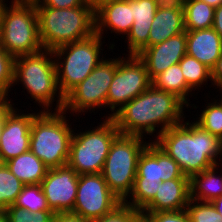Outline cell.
Segmentation results:
<instances>
[{
  "label": "cell",
  "mask_w": 222,
  "mask_h": 222,
  "mask_svg": "<svg viewBox=\"0 0 222 222\" xmlns=\"http://www.w3.org/2000/svg\"><path fill=\"white\" fill-rule=\"evenodd\" d=\"M93 3H105L110 1H124V0H91Z\"/></svg>",
  "instance_id": "obj_45"
},
{
  "label": "cell",
  "mask_w": 222,
  "mask_h": 222,
  "mask_svg": "<svg viewBox=\"0 0 222 222\" xmlns=\"http://www.w3.org/2000/svg\"><path fill=\"white\" fill-rule=\"evenodd\" d=\"M2 130H3V102H0V140H1Z\"/></svg>",
  "instance_id": "obj_43"
},
{
  "label": "cell",
  "mask_w": 222,
  "mask_h": 222,
  "mask_svg": "<svg viewBox=\"0 0 222 222\" xmlns=\"http://www.w3.org/2000/svg\"><path fill=\"white\" fill-rule=\"evenodd\" d=\"M119 134L111 144L102 176L108 188L123 202L131 193L137 175L138 159L150 141Z\"/></svg>",
  "instance_id": "obj_9"
},
{
  "label": "cell",
  "mask_w": 222,
  "mask_h": 222,
  "mask_svg": "<svg viewBox=\"0 0 222 222\" xmlns=\"http://www.w3.org/2000/svg\"><path fill=\"white\" fill-rule=\"evenodd\" d=\"M190 200L189 178L166 180L159 184L155 197L141 212L181 211Z\"/></svg>",
  "instance_id": "obj_18"
},
{
  "label": "cell",
  "mask_w": 222,
  "mask_h": 222,
  "mask_svg": "<svg viewBox=\"0 0 222 222\" xmlns=\"http://www.w3.org/2000/svg\"><path fill=\"white\" fill-rule=\"evenodd\" d=\"M52 222H90L71 213H56Z\"/></svg>",
  "instance_id": "obj_38"
},
{
  "label": "cell",
  "mask_w": 222,
  "mask_h": 222,
  "mask_svg": "<svg viewBox=\"0 0 222 222\" xmlns=\"http://www.w3.org/2000/svg\"><path fill=\"white\" fill-rule=\"evenodd\" d=\"M35 7L74 8L95 7L91 0H33Z\"/></svg>",
  "instance_id": "obj_34"
},
{
  "label": "cell",
  "mask_w": 222,
  "mask_h": 222,
  "mask_svg": "<svg viewBox=\"0 0 222 222\" xmlns=\"http://www.w3.org/2000/svg\"><path fill=\"white\" fill-rule=\"evenodd\" d=\"M140 212L133 207L121 203L108 215H105L99 219L92 220L90 222H132L133 218Z\"/></svg>",
  "instance_id": "obj_33"
},
{
  "label": "cell",
  "mask_w": 222,
  "mask_h": 222,
  "mask_svg": "<svg viewBox=\"0 0 222 222\" xmlns=\"http://www.w3.org/2000/svg\"><path fill=\"white\" fill-rule=\"evenodd\" d=\"M93 4L95 6V33L104 39L102 35L108 30L117 35L127 36L134 22L132 0Z\"/></svg>",
  "instance_id": "obj_17"
},
{
  "label": "cell",
  "mask_w": 222,
  "mask_h": 222,
  "mask_svg": "<svg viewBox=\"0 0 222 222\" xmlns=\"http://www.w3.org/2000/svg\"><path fill=\"white\" fill-rule=\"evenodd\" d=\"M186 54L212 69L222 54V38L211 27L186 31Z\"/></svg>",
  "instance_id": "obj_20"
},
{
  "label": "cell",
  "mask_w": 222,
  "mask_h": 222,
  "mask_svg": "<svg viewBox=\"0 0 222 222\" xmlns=\"http://www.w3.org/2000/svg\"><path fill=\"white\" fill-rule=\"evenodd\" d=\"M134 22L126 36L127 55H138L148 47L149 32L157 6L155 0H132Z\"/></svg>",
  "instance_id": "obj_19"
},
{
  "label": "cell",
  "mask_w": 222,
  "mask_h": 222,
  "mask_svg": "<svg viewBox=\"0 0 222 222\" xmlns=\"http://www.w3.org/2000/svg\"><path fill=\"white\" fill-rule=\"evenodd\" d=\"M200 1H203L214 8L220 7L222 5V0H200Z\"/></svg>",
  "instance_id": "obj_42"
},
{
  "label": "cell",
  "mask_w": 222,
  "mask_h": 222,
  "mask_svg": "<svg viewBox=\"0 0 222 222\" xmlns=\"http://www.w3.org/2000/svg\"><path fill=\"white\" fill-rule=\"evenodd\" d=\"M183 122L162 132L153 141L173 158L183 174L190 178L220 164L222 140L195 122Z\"/></svg>",
  "instance_id": "obj_2"
},
{
  "label": "cell",
  "mask_w": 222,
  "mask_h": 222,
  "mask_svg": "<svg viewBox=\"0 0 222 222\" xmlns=\"http://www.w3.org/2000/svg\"><path fill=\"white\" fill-rule=\"evenodd\" d=\"M13 205L32 213L50 210L41 184L24 185L22 192L17 196Z\"/></svg>",
  "instance_id": "obj_28"
},
{
  "label": "cell",
  "mask_w": 222,
  "mask_h": 222,
  "mask_svg": "<svg viewBox=\"0 0 222 222\" xmlns=\"http://www.w3.org/2000/svg\"><path fill=\"white\" fill-rule=\"evenodd\" d=\"M146 213L152 222H190L187 212L167 211V212H143Z\"/></svg>",
  "instance_id": "obj_35"
},
{
  "label": "cell",
  "mask_w": 222,
  "mask_h": 222,
  "mask_svg": "<svg viewBox=\"0 0 222 222\" xmlns=\"http://www.w3.org/2000/svg\"><path fill=\"white\" fill-rule=\"evenodd\" d=\"M122 201L108 188L101 173L79 175L71 214L92 221L112 212Z\"/></svg>",
  "instance_id": "obj_13"
},
{
  "label": "cell",
  "mask_w": 222,
  "mask_h": 222,
  "mask_svg": "<svg viewBox=\"0 0 222 222\" xmlns=\"http://www.w3.org/2000/svg\"><path fill=\"white\" fill-rule=\"evenodd\" d=\"M14 70L15 57L10 55L0 44V102H8L11 105L13 102L9 93L14 86Z\"/></svg>",
  "instance_id": "obj_30"
},
{
  "label": "cell",
  "mask_w": 222,
  "mask_h": 222,
  "mask_svg": "<svg viewBox=\"0 0 222 222\" xmlns=\"http://www.w3.org/2000/svg\"><path fill=\"white\" fill-rule=\"evenodd\" d=\"M185 31L211 28L215 8L200 0H184Z\"/></svg>",
  "instance_id": "obj_25"
},
{
  "label": "cell",
  "mask_w": 222,
  "mask_h": 222,
  "mask_svg": "<svg viewBox=\"0 0 222 222\" xmlns=\"http://www.w3.org/2000/svg\"><path fill=\"white\" fill-rule=\"evenodd\" d=\"M22 183L7 167L5 163L0 165V209H6L13 205L17 196L24 187Z\"/></svg>",
  "instance_id": "obj_27"
},
{
  "label": "cell",
  "mask_w": 222,
  "mask_h": 222,
  "mask_svg": "<svg viewBox=\"0 0 222 222\" xmlns=\"http://www.w3.org/2000/svg\"><path fill=\"white\" fill-rule=\"evenodd\" d=\"M0 222H8L6 209H0Z\"/></svg>",
  "instance_id": "obj_44"
},
{
  "label": "cell",
  "mask_w": 222,
  "mask_h": 222,
  "mask_svg": "<svg viewBox=\"0 0 222 222\" xmlns=\"http://www.w3.org/2000/svg\"><path fill=\"white\" fill-rule=\"evenodd\" d=\"M211 79L213 86L222 83V54L217 60L215 66L211 69Z\"/></svg>",
  "instance_id": "obj_37"
},
{
  "label": "cell",
  "mask_w": 222,
  "mask_h": 222,
  "mask_svg": "<svg viewBox=\"0 0 222 222\" xmlns=\"http://www.w3.org/2000/svg\"><path fill=\"white\" fill-rule=\"evenodd\" d=\"M186 44L185 31L162 43L147 47L137 55L145 64L151 81L171 65L179 63L186 54Z\"/></svg>",
  "instance_id": "obj_16"
},
{
  "label": "cell",
  "mask_w": 222,
  "mask_h": 222,
  "mask_svg": "<svg viewBox=\"0 0 222 222\" xmlns=\"http://www.w3.org/2000/svg\"><path fill=\"white\" fill-rule=\"evenodd\" d=\"M132 222H152L151 218L143 212H139L132 220Z\"/></svg>",
  "instance_id": "obj_40"
},
{
  "label": "cell",
  "mask_w": 222,
  "mask_h": 222,
  "mask_svg": "<svg viewBox=\"0 0 222 222\" xmlns=\"http://www.w3.org/2000/svg\"><path fill=\"white\" fill-rule=\"evenodd\" d=\"M93 128L73 132L68 165L78 175L101 173L111 144L120 134L111 118Z\"/></svg>",
  "instance_id": "obj_10"
},
{
  "label": "cell",
  "mask_w": 222,
  "mask_h": 222,
  "mask_svg": "<svg viewBox=\"0 0 222 222\" xmlns=\"http://www.w3.org/2000/svg\"><path fill=\"white\" fill-rule=\"evenodd\" d=\"M219 165H214L189 178L190 199L212 202L222 196V174L217 175L218 172L216 171L220 170Z\"/></svg>",
  "instance_id": "obj_22"
},
{
  "label": "cell",
  "mask_w": 222,
  "mask_h": 222,
  "mask_svg": "<svg viewBox=\"0 0 222 222\" xmlns=\"http://www.w3.org/2000/svg\"><path fill=\"white\" fill-rule=\"evenodd\" d=\"M184 107L189 108L175 94L151 85L125 104L111 119L120 134L124 135L146 138V134L153 136L158 127L160 129L157 128L158 132L154 135L157 139L162 132L186 120Z\"/></svg>",
  "instance_id": "obj_1"
},
{
  "label": "cell",
  "mask_w": 222,
  "mask_h": 222,
  "mask_svg": "<svg viewBox=\"0 0 222 222\" xmlns=\"http://www.w3.org/2000/svg\"><path fill=\"white\" fill-rule=\"evenodd\" d=\"M177 178L189 177L162 148L149 142L139 156L132 191L123 203L141 211L155 197L161 182Z\"/></svg>",
  "instance_id": "obj_7"
},
{
  "label": "cell",
  "mask_w": 222,
  "mask_h": 222,
  "mask_svg": "<svg viewBox=\"0 0 222 222\" xmlns=\"http://www.w3.org/2000/svg\"><path fill=\"white\" fill-rule=\"evenodd\" d=\"M118 64V58L103 59L90 75L64 97L63 111L75 115L106 107L107 93ZM97 107V108H96ZM68 110V111H67Z\"/></svg>",
  "instance_id": "obj_11"
},
{
  "label": "cell",
  "mask_w": 222,
  "mask_h": 222,
  "mask_svg": "<svg viewBox=\"0 0 222 222\" xmlns=\"http://www.w3.org/2000/svg\"><path fill=\"white\" fill-rule=\"evenodd\" d=\"M53 59V51L48 49L15 57L14 85L21 82L32 101L35 100L34 103L38 102L39 107L43 108L41 111L52 110L55 101L57 105L54 111H62L64 106V96L59 91Z\"/></svg>",
  "instance_id": "obj_3"
},
{
  "label": "cell",
  "mask_w": 222,
  "mask_h": 222,
  "mask_svg": "<svg viewBox=\"0 0 222 222\" xmlns=\"http://www.w3.org/2000/svg\"><path fill=\"white\" fill-rule=\"evenodd\" d=\"M101 40H103L102 37L94 33L86 39L68 43L52 50L59 91L64 97L87 78L105 58H101L103 56V41Z\"/></svg>",
  "instance_id": "obj_8"
},
{
  "label": "cell",
  "mask_w": 222,
  "mask_h": 222,
  "mask_svg": "<svg viewBox=\"0 0 222 222\" xmlns=\"http://www.w3.org/2000/svg\"><path fill=\"white\" fill-rule=\"evenodd\" d=\"M52 112L41 111L30 128V151L49 169L68 164L71 139L77 131L69 125L63 110Z\"/></svg>",
  "instance_id": "obj_6"
},
{
  "label": "cell",
  "mask_w": 222,
  "mask_h": 222,
  "mask_svg": "<svg viewBox=\"0 0 222 222\" xmlns=\"http://www.w3.org/2000/svg\"><path fill=\"white\" fill-rule=\"evenodd\" d=\"M185 211L190 222H222V216L211 202L190 199Z\"/></svg>",
  "instance_id": "obj_31"
},
{
  "label": "cell",
  "mask_w": 222,
  "mask_h": 222,
  "mask_svg": "<svg viewBox=\"0 0 222 222\" xmlns=\"http://www.w3.org/2000/svg\"><path fill=\"white\" fill-rule=\"evenodd\" d=\"M156 6L163 10L183 9L184 0H155Z\"/></svg>",
  "instance_id": "obj_36"
},
{
  "label": "cell",
  "mask_w": 222,
  "mask_h": 222,
  "mask_svg": "<svg viewBox=\"0 0 222 222\" xmlns=\"http://www.w3.org/2000/svg\"><path fill=\"white\" fill-rule=\"evenodd\" d=\"M218 88H219V93H221V92H222V83L215 86V89H218ZM220 91H221V92H220ZM220 98H221V99H220V100L217 99V101H219V102L222 104V95H221Z\"/></svg>",
  "instance_id": "obj_46"
},
{
  "label": "cell",
  "mask_w": 222,
  "mask_h": 222,
  "mask_svg": "<svg viewBox=\"0 0 222 222\" xmlns=\"http://www.w3.org/2000/svg\"><path fill=\"white\" fill-rule=\"evenodd\" d=\"M151 85L146 66L137 55L118 57L106 100V106L113 113L108 114L106 119L112 118L125 104L145 92Z\"/></svg>",
  "instance_id": "obj_12"
},
{
  "label": "cell",
  "mask_w": 222,
  "mask_h": 222,
  "mask_svg": "<svg viewBox=\"0 0 222 222\" xmlns=\"http://www.w3.org/2000/svg\"><path fill=\"white\" fill-rule=\"evenodd\" d=\"M79 175L68 164L48 169L41 187L51 211L71 213L77 196Z\"/></svg>",
  "instance_id": "obj_15"
},
{
  "label": "cell",
  "mask_w": 222,
  "mask_h": 222,
  "mask_svg": "<svg viewBox=\"0 0 222 222\" xmlns=\"http://www.w3.org/2000/svg\"><path fill=\"white\" fill-rule=\"evenodd\" d=\"M12 4V5H11ZM0 44L12 56L43 50L35 2L21 0L0 4Z\"/></svg>",
  "instance_id": "obj_5"
},
{
  "label": "cell",
  "mask_w": 222,
  "mask_h": 222,
  "mask_svg": "<svg viewBox=\"0 0 222 222\" xmlns=\"http://www.w3.org/2000/svg\"><path fill=\"white\" fill-rule=\"evenodd\" d=\"M152 85L157 89L175 94L187 106L192 105L189 103V95H192V89L187 85L179 63L171 65L157 75L152 80Z\"/></svg>",
  "instance_id": "obj_24"
},
{
  "label": "cell",
  "mask_w": 222,
  "mask_h": 222,
  "mask_svg": "<svg viewBox=\"0 0 222 222\" xmlns=\"http://www.w3.org/2000/svg\"><path fill=\"white\" fill-rule=\"evenodd\" d=\"M179 65L187 85L193 91L196 89L200 90V88L203 87L202 85H205L206 87L209 80L212 83L211 69L196 58L185 54V56L179 61Z\"/></svg>",
  "instance_id": "obj_26"
},
{
  "label": "cell",
  "mask_w": 222,
  "mask_h": 222,
  "mask_svg": "<svg viewBox=\"0 0 222 222\" xmlns=\"http://www.w3.org/2000/svg\"><path fill=\"white\" fill-rule=\"evenodd\" d=\"M3 102V130L0 140V160L2 163L30 150V128L33 119L41 112L24 113ZM19 110V111H17Z\"/></svg>",
  "instance_id": "obj_14"
},
{
  "label": "cell",
  "mask_w": 222,
  "mask_h": 222,
  "mask_svg": "<svg viewBox=\"0 0 222 222\" xmlns=\"http://www.w3.org/2000/svg\"><path fill=\"white\" fill-rule=\"evenodd\" d=\"M212 28L222 38V5L220 7L215 8Z\"/></svg>",
  "instance_id": "obj_39"
},
{
  "label": "cell",
  "mask_w": 222,
  "mask_h": 222,
  "mask_svg": "<svg viewBox=\"0 0 222 222\" xmlns=\"http://www.w3.org/2000/svg\"><path fill=\"white\" fill-rule=\"evenodd\" d=\"M44 49L83 40L95 33V7H36Z\"/></svg>",
  "instance_id": "obj_4"
},
{
  "label": "cell",
  "mask_w": 222,
  "mask_h": 222,
  "mask_svg": "<svg viewBox=\"0 0 222 222\" xmlns=\"http://www.w3.org/2000/svg\"><path fill=\"white\" fill-rule=\"evenodd\" d=\"M18 1H21V0H12L11 3L18 2ZM5 2H7V1L6 0H0V4H4Z\"/></svg>",
  "instance_id": "obj_47"
},
{
  "label": "cell",
  "mask_w": 222,
  "mask_h": 222,
  "mask_svg": "<svg viewBox=\"0 0 222 222\" xmlns=\"http://www.w3.org/2000/svg\"><path fill=\"white\" fill-rule=\"evenodd\" d=\"M185 32L184 10L157 8L149 32L148 47L162 43L170 37Z\"/></svg>",
  "instance_id": "obj_21"
},
{
  "label": "cell",
  "mask_w": 222,
  "mask_h": 222,
  "mask_svg": "<svg viewBox=\"0 0 222 222\" xmlns=\"http://www.w3.org/2000/svg\"><path fill=\"white\" fill-rule=\"evenodd\" d=\"M6 212L8 222H52L55 215L51 210L32 213L14 205L7 207Z\"/></svg>",
  "instance_id": "obj_32"
},
{
  "label": "cell",
  "mask_w": 222,
  "mask_h": 222,
  "mask_svg": "<svg viewBox=\"0 0 222 222\" xmlns=\"http://www.w3.org/2000/svg\"><path fill=\"white\" fill-rule=\"evenodd\" d=\"M8 169L25 185L41 184L48 167L30 150L6 161Z\"/></svg>",
  "instance_id": "obj_23"
},
{
  "label": "cell",
  "mask_w": 222,
  "mask_h": 222,
  "mask_svg": "<svg viewBox=\"0 0 222 222\" xmlns=\"http://www.w3.org/2000/svg\"><path fill=\"white\" fill-rule=\"evenodd\" d=\"M213 204V206L215 207V209L220 213V215L222 216V196H220L219 198H216L215 200H213L211 202Z\"/></svg>",
  "instance_id": "obj_41"
},
{
  "label": "cell",
  "mask_w": 222,
  "mask_h": 222,
  "mask_svg": "<svg viewBox=\"0 0 222 222\" xmlns=\"http://www.w3.org/2000/svg\"><path fill=\"white\" fill-rule=\"evenodd\" d=\"M208 103L194 122L205 131L222 140V104L217 100Z\"/></svg>",
  "instance_id": "obj_29"
}]
</instances>
